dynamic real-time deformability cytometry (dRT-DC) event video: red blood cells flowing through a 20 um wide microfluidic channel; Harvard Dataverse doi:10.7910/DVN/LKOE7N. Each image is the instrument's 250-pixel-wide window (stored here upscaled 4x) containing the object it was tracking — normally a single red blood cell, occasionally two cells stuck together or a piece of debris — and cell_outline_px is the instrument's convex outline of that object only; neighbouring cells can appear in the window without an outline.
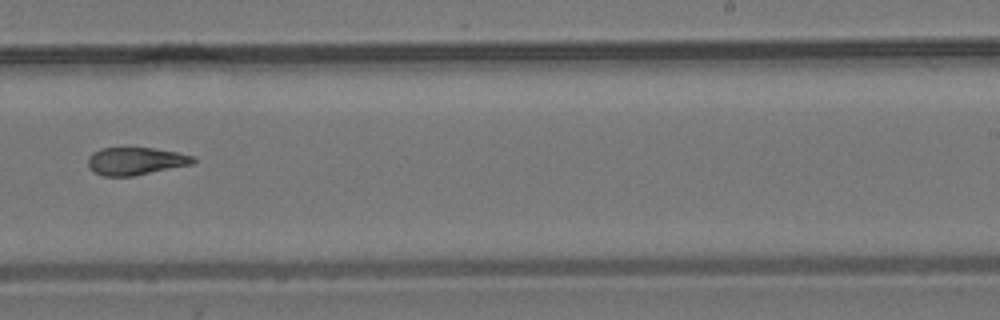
{"species": "common noctule bat (a hibernating species)", "species_latin": "Nyctalus noctula", "temperature_condition": "room temperature", "stored_images_in_passage": 11, "segment_of_instrument_passage": [1, 2], "camera_frame_rate_fps": 3000, "um_per_image_px": 0.085, "animal": {"sex": "male", "body_mass_g": 19.2, "forearm_length_mm": 51.8}, "frame": {"image": 1, "passage_image": 10, "time_ms": 11.0, "image_size_px": [1000, 320], "cell_outline_px": [[196, 160], [192, 164], [132, 176], [104, 176], [96, 172], [88, 164], [88, 156], [92, 152], [100, 148], [152, 148], [176, 152], [196, 156]], "centroid_in_image_um": [11.54, 13.68], "position_along_channel_um": 277.5, "area_um2": 16.76}}